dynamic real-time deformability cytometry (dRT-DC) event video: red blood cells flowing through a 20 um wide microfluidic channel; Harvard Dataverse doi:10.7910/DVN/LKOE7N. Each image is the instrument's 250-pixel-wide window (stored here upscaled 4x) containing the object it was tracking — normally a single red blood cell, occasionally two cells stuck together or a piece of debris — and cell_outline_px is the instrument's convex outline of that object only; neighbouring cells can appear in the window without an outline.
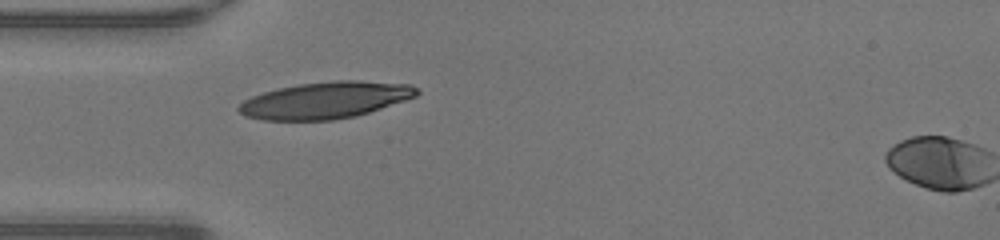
{"species": "human", "species_latin": "Homo sapiens", "temperature_condition": "warm", "stored_images_in_passage": 2, "camera_frame_rate_fps": 3000, "um_per_image_px": 0.085, "donor": {"sex": "male"}, "frame": {"image": 1, "passage_image": 1, "time_ms": 0.0, "image_size_px": [1000, 240], "cell_outline_px": [[420, 92], [416, 96], [356, 116], [332, 120], [264, 120], [244, 116], [236, 108], [244, 100], [252, 96], [276, 88], [300, 84], [336, 80], [360, 80], [412, 84]], "centroid_in_image_um": [27.65, 8.51], "position_along_channel_um": 57.4, "area_um2": 37.97}}